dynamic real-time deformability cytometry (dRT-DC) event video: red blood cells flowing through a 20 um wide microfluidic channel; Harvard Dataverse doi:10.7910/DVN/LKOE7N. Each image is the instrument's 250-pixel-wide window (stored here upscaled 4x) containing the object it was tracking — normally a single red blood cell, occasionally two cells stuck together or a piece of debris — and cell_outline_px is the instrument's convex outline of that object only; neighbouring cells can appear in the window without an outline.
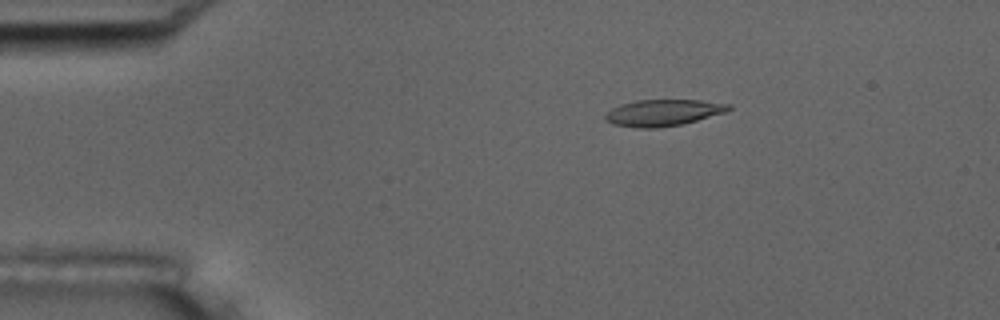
{"species": "common noctule bat (a hibernating species)", "species_latin": "Nyctalus noctula", "temperature_condition": "room temperature", "stored_images_in_passage": 14, "camera_frame_rate_fps": 3000, "um_per_image_px": 0.085, "animal": {"sex": "male", "body_mass_g": 17.5, "forearm_length_mm": 52.3}, "frame": {"image": 1, "passage_image": 10, "time_ms": 3.0, "image_size_px": [1000, 320], "cell_outline_px": [[732, 108], [724, 112], [696, 120], [680, 124], [660, 128], [636, 128], [612, 124], [604, 120], [604, 116], [612, 108], [620, 104], [636, 100], [700, 100], [732, 104]], "centroid_in_image_um": [56.33, 9.58], "position_along_channel_um": 28.7, "area_um2": 19.02}}